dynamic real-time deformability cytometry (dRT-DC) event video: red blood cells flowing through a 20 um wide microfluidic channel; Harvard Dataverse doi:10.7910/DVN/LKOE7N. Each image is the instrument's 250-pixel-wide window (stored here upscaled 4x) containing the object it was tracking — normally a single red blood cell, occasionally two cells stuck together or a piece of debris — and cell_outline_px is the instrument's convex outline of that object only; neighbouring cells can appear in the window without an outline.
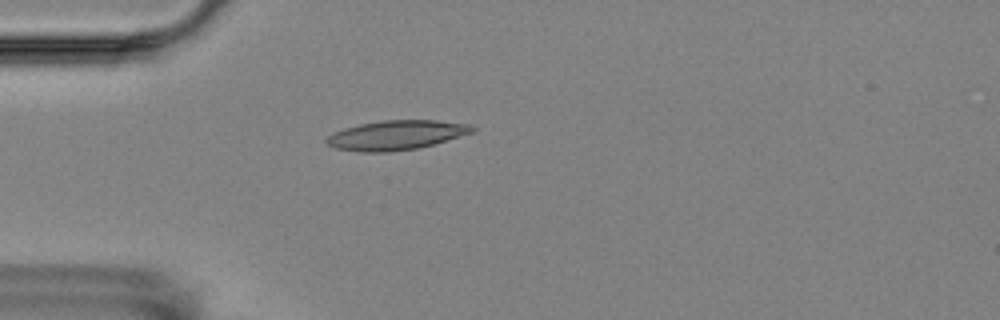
{"species": "Egyptian fruit bat (a non-hibernating species)", "species_latin": "Rousettus aegyptiacus", "temperature_condition": "room temperature", "stored_images_in_passage": 4, "camera_frame_rate_fps": 3000, "um_per_image_px": 0.085, "animal": {"sex": "female"}, "frame": {"image": 1, "passage_image": 4, "time_ms": 4.0, "image_size_px": [1000, 320], "cell_outline_px": [[476, 132], [420, 148], [392, 152], [360, 152], [336, 148], [328, 144], [324, 140], [332, 132], [344, 128], [360, 124], [384, 120], [436, 120], [472, 124], [476, 128]], "centroid_in_image_um": [33.73, 11.49], "position_along_channel_um": 51.3, "area_um2": 25.37}}